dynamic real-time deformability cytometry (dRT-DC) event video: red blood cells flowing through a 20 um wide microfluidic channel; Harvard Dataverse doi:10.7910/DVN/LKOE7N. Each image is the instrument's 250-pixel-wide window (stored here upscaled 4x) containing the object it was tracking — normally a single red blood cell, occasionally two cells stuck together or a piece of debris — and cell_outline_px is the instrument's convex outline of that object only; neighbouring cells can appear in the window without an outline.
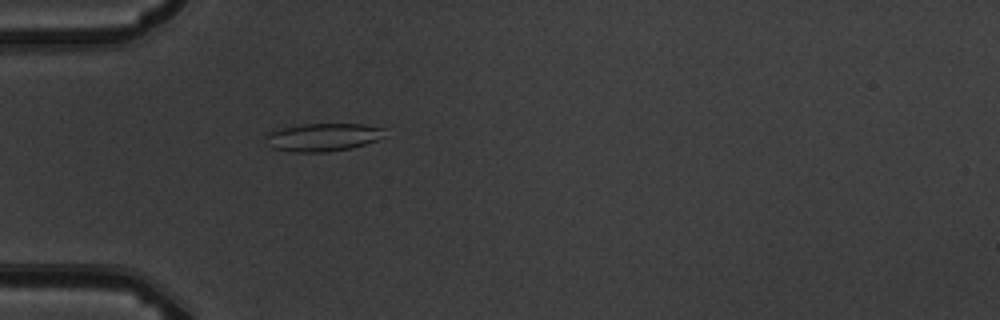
{"species": "common noctule bat (a hibernating species)", "species_latin": "Nyctalus noctula", "temperature_condition": "warm", "stored_images_in_passage": 6, "camera_frame_rate_fps": 3000, "um_per_image_px": 0.085, "animal": {"sex": "male", "body_mass_g": 19.5, "forearm_length_mm": 54.6}, "frame": {"image": 1, "passage_image": 6, "time_ms": 5.667, "image_size_px": [1000, 320], "cell_outline_px": [[384, 128], [376, 140], [352, 148], [328, 152], [296, 152], [272, 148], [264, 136], [268, 132], [280, 128], [300, 124], [360, 124]], "centroid_in_image_um": [27.36, 11.66], "position_along_channel_um": 57.6, "area_um2": 19.13}}